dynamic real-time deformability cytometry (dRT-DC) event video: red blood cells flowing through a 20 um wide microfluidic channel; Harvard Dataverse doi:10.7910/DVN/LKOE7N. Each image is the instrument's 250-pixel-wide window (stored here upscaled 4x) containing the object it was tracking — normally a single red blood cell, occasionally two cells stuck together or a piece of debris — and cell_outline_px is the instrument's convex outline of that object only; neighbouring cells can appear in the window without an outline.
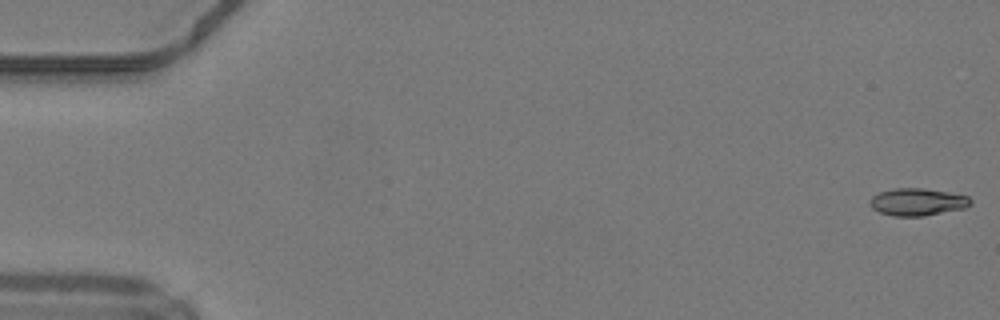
{"species": "common noctule bat (a hibernating species)", "species_latin": "Nyctalus noctula", "temperature_condition": "warm", "stored_images_in_passage": 38, "camera_frame_rate_fps": 3000, "um_per_image_px": 0.085, "animal": {"sex": "male", "body_mass_g": 19.2, "forearm_length_mm": 51.8}, "frame": {"image": 1, "passage_image": 1, "time_ms": 0.0, "image_size_px": [1000, 320], "cell_outline_px": [[972, 204], [964, 208], [924, 216], [892, 216], [880, 212], [872, 208], [868, 200], [872, 196], [880, 192], [896, 188], [924, 188], [948, 192], [968, 196], [972, 200]], "centroid_in_image_um": [77.98, 17.16], "position_along_channel_um": 7.0, "area_um2": 16.07}}
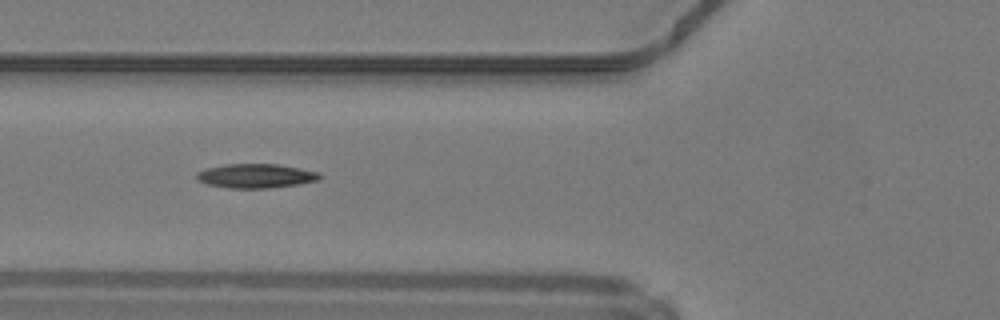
{"frame": {"image": 2, "passage_image": 19, "time_ms": 6.0, "image_size_px": [1000, 320], "cell_outline_px": [[320, 180], [296, 184], [268, 188], [228, 188], [208, 184], [196, 180], [196, 172], [208, 168], [224, 164], [276, 164], [300, 168], [320, 172]], "centroid_in_image_um": [21.73, 14.95], "position_along_channel_um": 104.1, "area_um2": 17.28}}
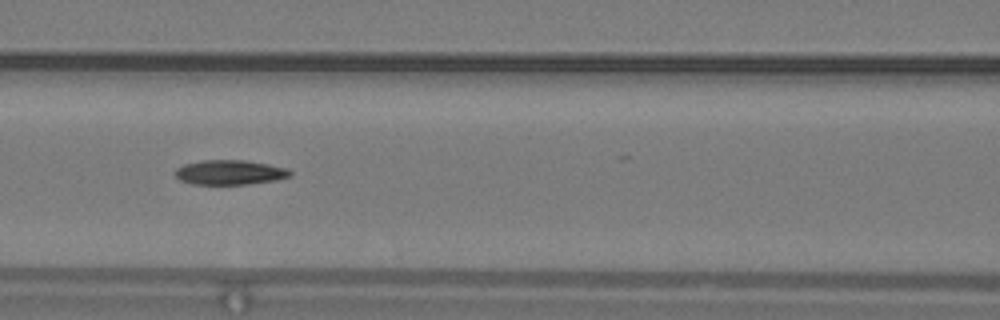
{"frame": {"image": 3, "passage_image": 22, "time_ms": 7.0, "image_size_px": [1000, 320], "cell_outline_px": [[292, 176], [276, 180], [248, 184], [192, 184], [180, 180], [176, 176], [176, 168], [184, 164], [204, 160], [244, 160], [268, 164], [288, 168], [292, 172]], "centroid_in_image_um": [19.57, 14.65], "position_along_channel_um": 147.0, "area_um2": 16.53}}